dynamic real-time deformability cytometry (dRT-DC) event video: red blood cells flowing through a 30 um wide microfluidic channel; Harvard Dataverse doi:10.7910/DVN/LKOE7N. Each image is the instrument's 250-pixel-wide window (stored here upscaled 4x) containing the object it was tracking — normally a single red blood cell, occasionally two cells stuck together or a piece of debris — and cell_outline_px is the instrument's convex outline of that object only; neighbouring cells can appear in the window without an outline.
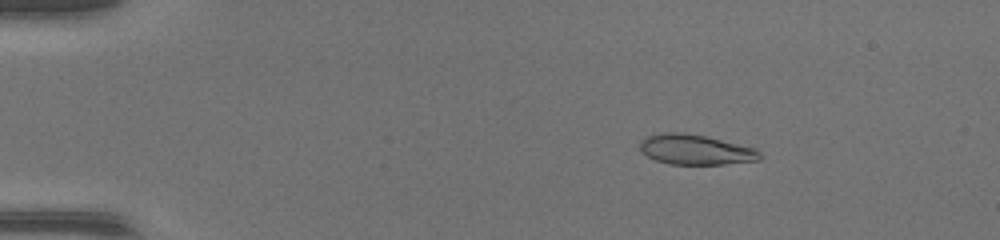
{"species": "common noctule bat (a hibernating species)", "species_latin": "Nyctalus noctula", "temperature_condition": "warm", "stored_images_in_passage": 47, "camera_frame_rate_fps": 3000, "um_per_image_px": 0.085, "animal": {"sex": "female", "body_mass_g": 17.0, "forearm_length_mm": 48.0}, "frame": {"image": 1, "passage_image": 8, "time_ms": 2.333, "image_size_px": [1000, 240], "cell_outline_px": [[764, 156], [760, 160], [724, 164], [668, 164], [656, 160], [648, 156], [640, 148], [640, 140], [644, 136], [660, 132], [684, 132], [704, 136], [756, 148]], "centroid_in_image_um": [59.12, 12.71], "position_along_channel_um": 25.9, "area_um2": 21.15}}
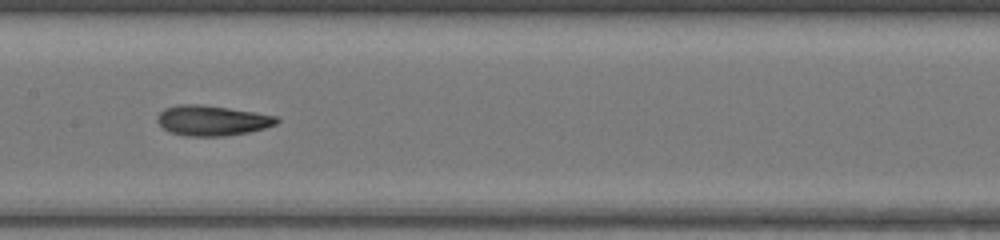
{"frame": {"image": 2, "passage_image": 25, "time_ms": 8.0, "image_size_px": [1000, 240], "cell_outline_px": [[280, 120], [276, 124], [264, 128], [248, 132], [224, 136], [184, 136], [172, 132], [164, 128], [156, 120], [160, 112], [164, 108], [176, 104], [204, 104], [276, 116]], "centroid_in_image_um": [18.0, 10.23], "position_along_channel_um": 189.4, "area_um2": 20.92}}
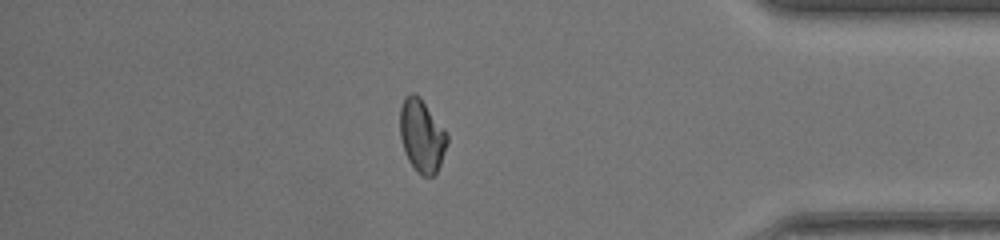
{"frame": {"image": 3, "passage_image": 41, "time_ms": 13.333, "image_size_px": [1000, 240], "cell_outline_px": [[448, 144], [436, 176], [424, 176], [416, 172], [408, 160], [400, 136], [400, 108], [404, 96], [408, 92], [412, 92], [420, 96], [448, 132]], "centroid_in_image_um": [35.88, 11.52], "position_along_channel_um": 399.3, "area_um2": 20.52}}